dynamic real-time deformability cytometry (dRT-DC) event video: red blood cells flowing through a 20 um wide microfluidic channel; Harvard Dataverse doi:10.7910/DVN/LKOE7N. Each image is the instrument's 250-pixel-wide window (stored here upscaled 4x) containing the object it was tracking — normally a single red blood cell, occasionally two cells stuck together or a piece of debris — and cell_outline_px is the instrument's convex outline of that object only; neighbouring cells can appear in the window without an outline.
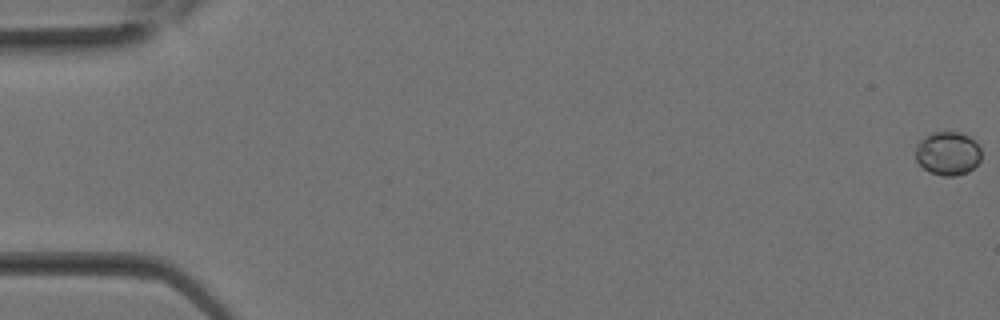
{"species": "Egyptian fruit bat (a non-hibernating species)", "species_latin": "Rousettus aegyptiacus", "temperature_condition": "room temperature", "stored_images_in_passage": 13, "camera_frame_rate_fps": 3000, "um_per_image_px": 0.085, "animal": {"sex": "female"}, "frame": {"image": 1, "passage_image": 1, "time_ms": 0.0, "image_size_px": [1000, 320], "cell_outline_px": [[980, 160], [968, 172], [956, 176], [944, 176], [928, 172], [916, 160], [916, 144], [924, 136], [932, 132], [960, 132], [976, 140], [980, 144]], "centroid_in_image_um": [80.57, 13.03], "position_along_channel_um": 4.4, "area_um2": 16.88}}
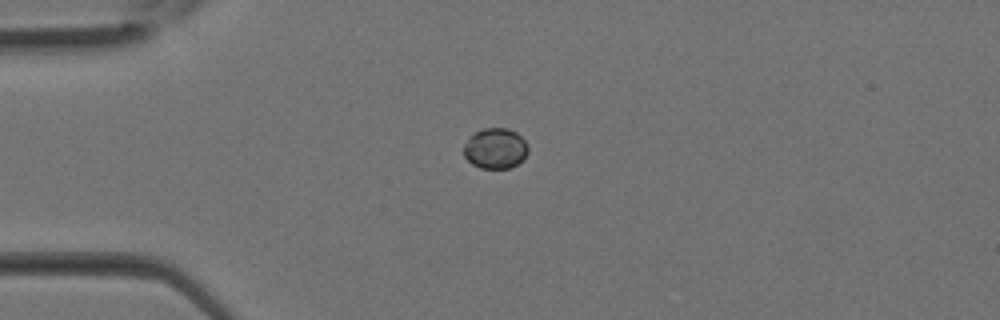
{"frame": {"image": 2, "passage_image": 9, "time_ms": 2.667, "image_size_px": [1000, 320], "cell_outline_px": [[528, 152], [524, 160], [512, 168], [480, 168], [472, 164], [464, 156], [464, 144], [468, 136], [484, 128], [508, 128], [516, 132], [528, 144]], "centroid_in_image_um": [42.12, 12.62], "position_along_channel_um": 42.9, "area_um2": 15.43}}
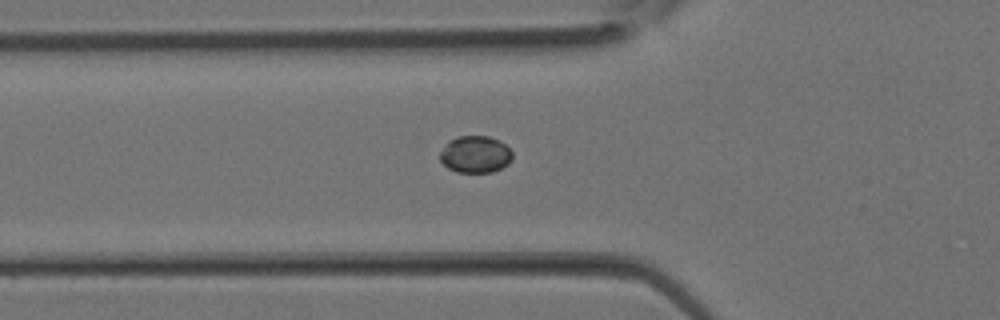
{"frame": {"image": 3, "passage_image": 12, "time_ms": 3.667, "image_size_px": [1000, 320], "cell_outline_px": [[512, 160], [508, 164], [492, 172], [456, 172], [448, 168], [440, 160], [440, 152], [448, 140], [456, 136], [488, 136], [504, 144], [512, 152]], "centroid_in_image_um": [40.38, 13.12], "position_along_channel_um": 85.4, "area_um2": 15.55}}